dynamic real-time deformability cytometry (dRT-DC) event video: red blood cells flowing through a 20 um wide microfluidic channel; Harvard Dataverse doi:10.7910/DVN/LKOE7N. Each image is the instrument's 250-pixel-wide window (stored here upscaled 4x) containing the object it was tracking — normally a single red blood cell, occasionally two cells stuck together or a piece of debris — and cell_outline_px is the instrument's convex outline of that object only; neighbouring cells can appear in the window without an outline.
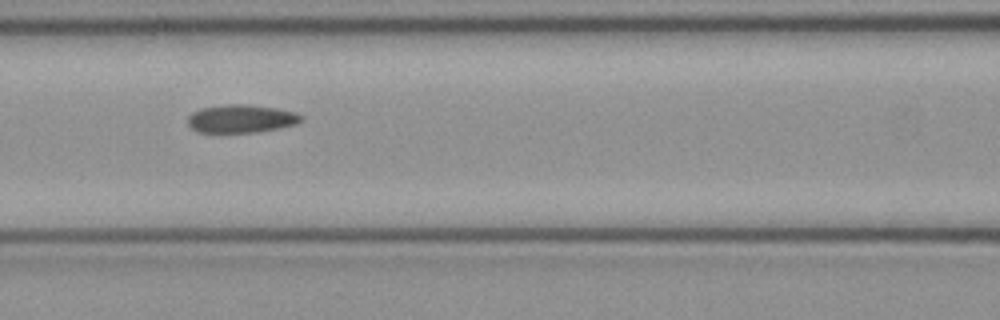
{"species": "common noctule bat (a hibernating species)", "species_latin": "Nyctalus noctula", "temperature_condition": "cold", "stored_images_in_passage": 8, "camera_frame_rate_fps": 3000, "um_per_image_px": 0.085, "animal": {"sex": "female", "body_mass_g": 21.9}, "frame": {"image": 1, "passage_image": 6, "time_ms": 1.667, "image_size_px": [1000, 320], "cell_outline_px": [[304, 120], [296, 124], [280, 128], [256, 132], [196, 132], [188, 124], [188, 116], [192, 112], [200, 108], [228, 104], [244, 104], [276, 108], [296, 112], [304, 116]], "centroid_in_image_um": [20.52, 10.09], "position_along_channel_um": 146.1, "area_um2": 18.67}}
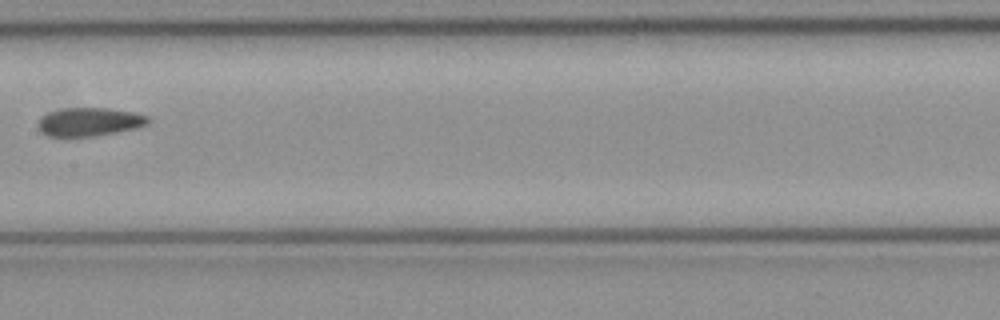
{"frame": {"image": 2, "passage_image": 7, "time_ms": 2.0, "image_size_px": [1000, 320], "cell_outline_px": [[152, 120], [148, 124], [136, 128], [96, 136], [48, 136], [40, 132], [36, 128], [36, 124], [40, 116], [48, 112], [60, 108], [108, 108], [136, 112], [148, 116]], "centroid_in_image_um": [7.57, 10.35], "position_along_channel_um": 199.8, "area_um2": 18.67}}
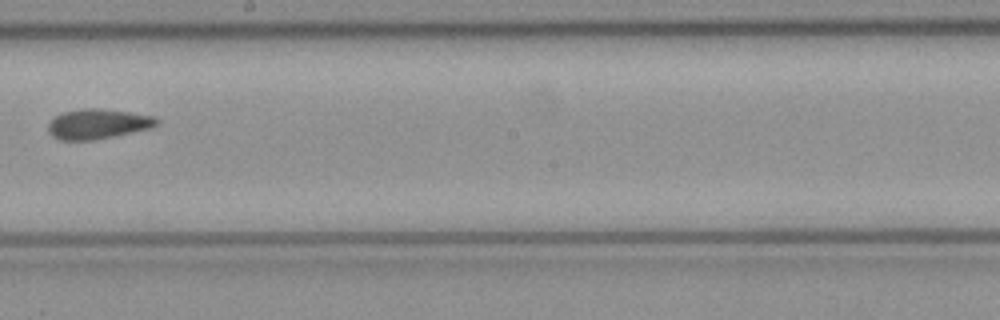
{"frame": {"image": 3, "passage_image": 8, "time_ms": 2.333, "image_size_px": [1000, 320], "cell_outline_px": [[160, 124], [152, 128], [96, 140], [60, 140], [52, 136], [48, 132], [48, 124], [56, 116], [64, 112], [84, 108], [100, 108], [128, 112], [152, 116], [160, 120]], "centroid_in_image_um": [8.34, 10.54], "position_along_channel_um": 239.9, "area_um2": 19.02}}